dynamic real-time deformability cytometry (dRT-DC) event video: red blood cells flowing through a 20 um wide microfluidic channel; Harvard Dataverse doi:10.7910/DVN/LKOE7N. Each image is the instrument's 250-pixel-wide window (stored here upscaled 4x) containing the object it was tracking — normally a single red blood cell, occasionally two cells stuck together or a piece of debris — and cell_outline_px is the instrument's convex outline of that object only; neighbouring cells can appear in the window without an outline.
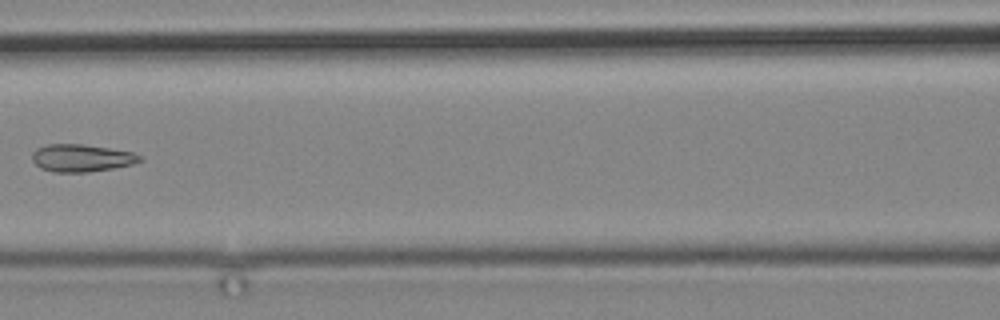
{"species": "common noctule bat (a hibernating species)", "species_latin": "Nyctalus noctula", "temperature_condition": "cold", "stored_images_in_passage": 4, "camera_frame_rate_fps": 3000, "um_per_image_px": 0.085, "animal": {"sex": "male", "body_mass_g": 19.2, "forearm_length_mm": 51.8}, "frame": {"image": 1, "passage_image": 3, "time_ms": 2.667, "image_size_px": [1000, 320], "cell_outline_px": [[144, 160], [132, 164], [112, 168], [88, 172], [56, 172], [40, 168], [32, 160], [32, 152], [36, 148], [48, 144], [84, 144], [132, 152], [144, 156]], "centroid_in_image_um": [6.94, 13.42], "position_along_channel_um": 159.7, "area_um2": 17.28}}
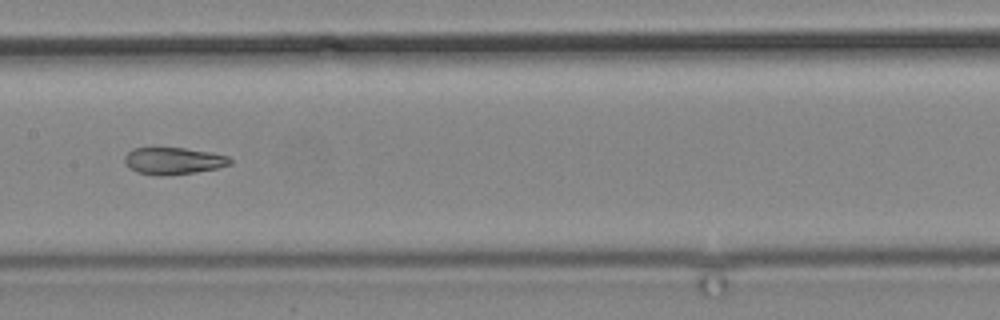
{"frame": {"image": 2, "passage_image": 4, "time_ms": 3.667, "image_size_px": [1000, 320], "cell_outline_px": [[232, 164], [216, 168], [196, 172], [160, 176], [136, 172], [128, 168], [124, 160], [124, 156], [132, 148], [184, 148], [212, 152], [228, 156], [232, 160]], "centroid_in_image_um": [14.73, 13.67], "position_along_channel_um": 192.7, "area_um2": 16.65}}